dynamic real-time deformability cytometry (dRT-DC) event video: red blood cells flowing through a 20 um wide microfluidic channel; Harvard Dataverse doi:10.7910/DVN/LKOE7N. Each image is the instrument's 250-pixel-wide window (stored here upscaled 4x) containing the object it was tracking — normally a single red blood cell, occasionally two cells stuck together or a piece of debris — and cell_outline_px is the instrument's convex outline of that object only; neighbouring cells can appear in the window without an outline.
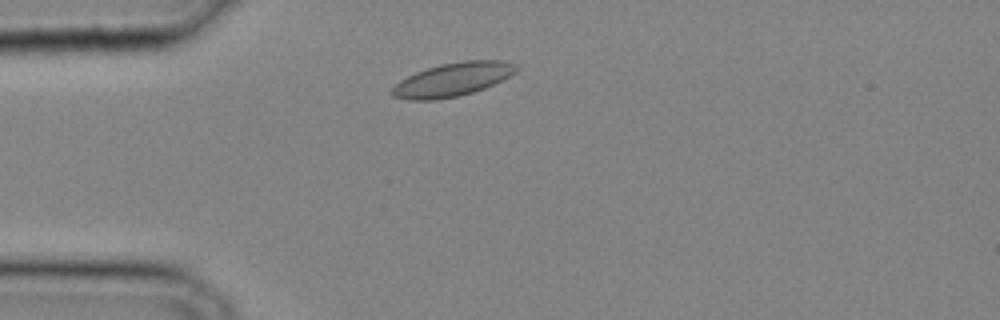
{"species": "common noctule bat (a hibernating species)", "species_latin": "Nyctalus noctula", "temperature_condition": "cold", "stored_images_in_passage": 26, "camera_frame_rate_fps": 3000, "um_per_image_px": 0.085, "animal": {"sex": "male", "body_mass_g": 20.4}, "frame": {"image": 1, "passage_image": 4, "time_ms": 1.0, "image_size_px": [1000, 320], "cell_outline_px": [[520, 68], [516, 72], [484, 88], [472, 92], [456, 96], [436, 100], [408, 100], [392, 96], [388, 92], [400, 80], [416, 72], [440, 64], [464, 60], [500, 60], [520, 64]], "centroid_in_image_um": [38.47, 6.75], "position_along_channel_um": 46.5, "area_um2": 24.28}}
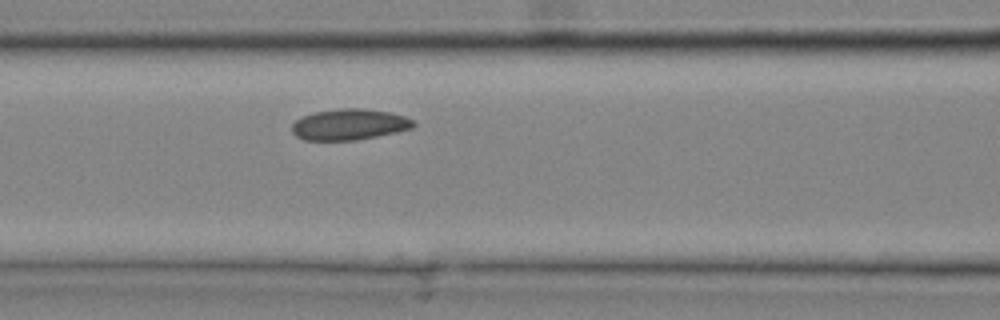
{"frame": {"image": 2, "passage_image": 10, "time_ms": 3.0, "image_size_px": [1000, 320], "cell_outline_px": [[416, 124], [412, 128], [396, 132], [356, 140], [304, 140], [296, 136], [292, 132], [292, 124], [296, 120], [304, 116], [316, 112], [340, 108], [364, 108], [392, 112], [404, 116], [412, 120]], "centroid_in_image_um": [29.7, 10.57], "position_along_channel_um": 136.9, "area_um2": 21.91}}
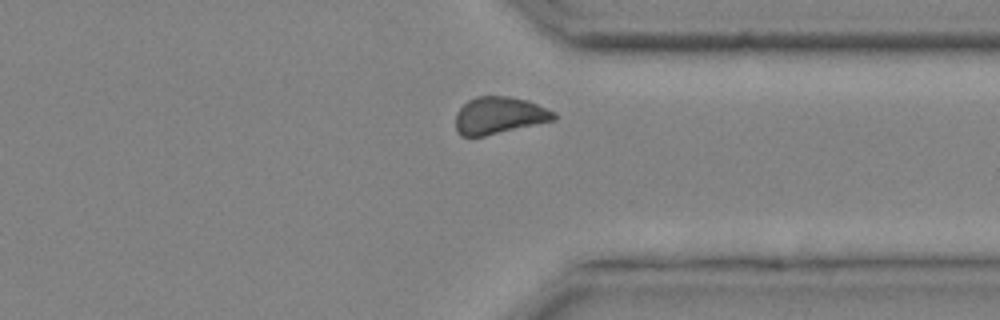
{"frame": {"image": 3, "passage_image": 23, "time_ms": 7.333, "image_size_px": [1000, 320], "cell_outline_px": [[556, 120], [484, 136], [460, 136], [456, 132], [456, 112], [468, 100], [476, 96], [508, 96], [528, 100], [556, 112]], "centroid_in_image_um": [42.43, 9.81], "position_along_channel_um": 369.0, "area_um2": 21.39}}